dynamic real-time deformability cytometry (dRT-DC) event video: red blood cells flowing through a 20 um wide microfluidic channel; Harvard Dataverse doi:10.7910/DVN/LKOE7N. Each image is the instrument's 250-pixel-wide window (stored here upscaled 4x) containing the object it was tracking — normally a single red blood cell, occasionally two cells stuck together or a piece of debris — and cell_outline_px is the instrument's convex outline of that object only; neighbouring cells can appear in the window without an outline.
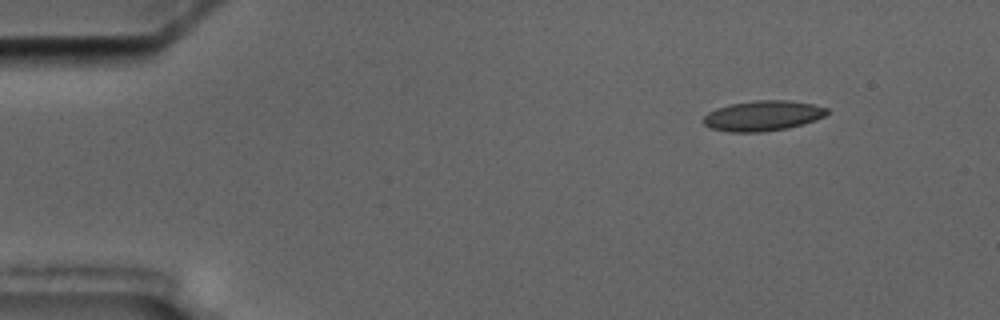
{"species": "common noctule bat (a hibernating species)", "species_latin": "Nyctalus noctula", "temperature_condition": "cold", "stored_images_in_passage": 5, "camera_frame_rate_fps": 3000, "um_per_image_px": 0.085, "animal": {"sex": "male", "body_mass_g": 17.5, "forearm_length_mm": 52.3}, "frame": {"image": 1, "passage_image": 1, "time_ms": 0.0, "image_size_px": [1000, 320], "cell_outline_px": [[828, 112], [824, 116], [816, 120], [788, 128], [760, 132], [728, 132], [712, 128], [704, 124], [700, 120], [708, 112], [716, 108], [732, 104], [756, 100], [788, 100], [812, 104], [828, 108]], "centroid_in_image_um": [64.82, 9.84], "position_along_channel_um": 20.2, "area_um2": 21.79}}
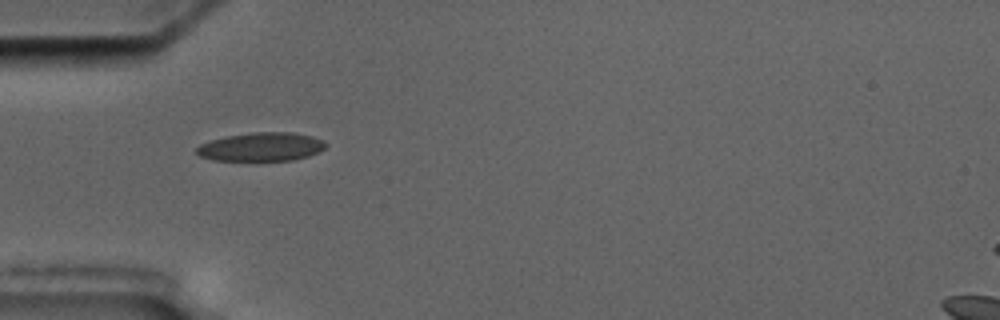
{"frame": {"image": 2, "passage_image": 4, "time_ms": 3.667, "image_size_px": [1000, 320], "cell_outline_px": [[328, 144], [324, 148], [308, 156], [292, 160], [212, 160], [200, 156], [196, 152], [196, 148], [200, 144], [208, 140], [228, 136], [252, 132], [292, 132], [312, 136], [324, 140]], "centroid_in_image_um": [22.2, 12.47], "position_along_channel_um": 62.8, "area_um2": 21.5}}
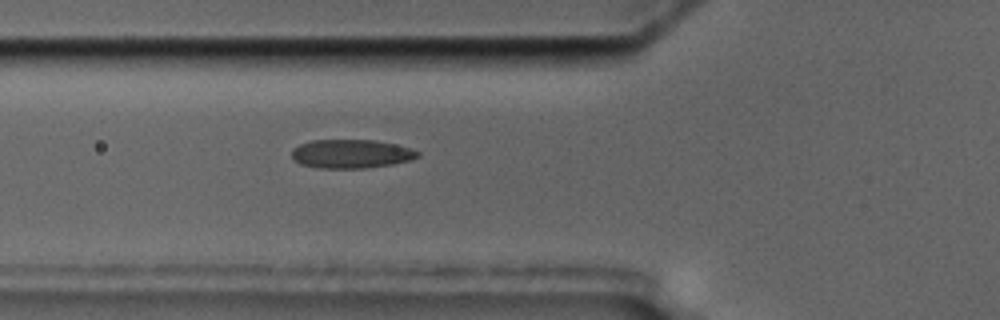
{"frame": {"image": 3, "passage_image": 5, "time_ms": 4.667, "image_size_px": [1000, 320], "cell_outline_px": [[420, 156], [412, 160], [392, 164], [364, 168], [320, 168], [300, 164], [292, 156], [292, 148], [300, 144], [312, 140], [372, 140], [392, 144], [408, 148], [420, 152]], "centroid_in_image_um": [29.84, 13.08], "position_along_channel_um": 96.0, "area_um2": 20.92}}